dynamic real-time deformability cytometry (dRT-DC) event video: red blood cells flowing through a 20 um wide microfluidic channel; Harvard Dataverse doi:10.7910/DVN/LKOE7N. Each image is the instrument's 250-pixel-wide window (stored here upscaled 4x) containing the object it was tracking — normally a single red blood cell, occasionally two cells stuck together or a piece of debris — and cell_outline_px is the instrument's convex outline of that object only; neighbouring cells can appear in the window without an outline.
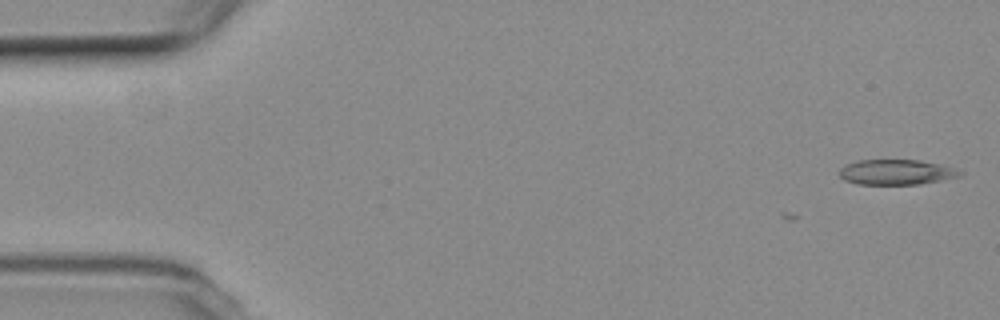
{"species": "common noctule bat (a hibernating species)", "species_latin": "Nyctalus noctula", "temperature_condition": "room temperature", "stored_images_in_passage": 3, "camera_frame_rate_fps": 3000, "um_per_image_px": 0.085, "animal": {"sex": "female", "body_mass_g": 19.3, "forearm_length_mm": 54.1}, "frame": {"image": 1, "passage_image": 1, "time_ms": 0.0, "image_size_px": [1000, 320], "cell_outline_px": [[964, 172], [960, 176], [920, 184], [856, 184], [844, 180], [840, 176], [840, 168], [856, 160], [920, 160], [940, 164]], "centroid_in_image_um": [76.17, 14.63], "position_along_channel_um": 8.8, "area_um2": 17.57}}